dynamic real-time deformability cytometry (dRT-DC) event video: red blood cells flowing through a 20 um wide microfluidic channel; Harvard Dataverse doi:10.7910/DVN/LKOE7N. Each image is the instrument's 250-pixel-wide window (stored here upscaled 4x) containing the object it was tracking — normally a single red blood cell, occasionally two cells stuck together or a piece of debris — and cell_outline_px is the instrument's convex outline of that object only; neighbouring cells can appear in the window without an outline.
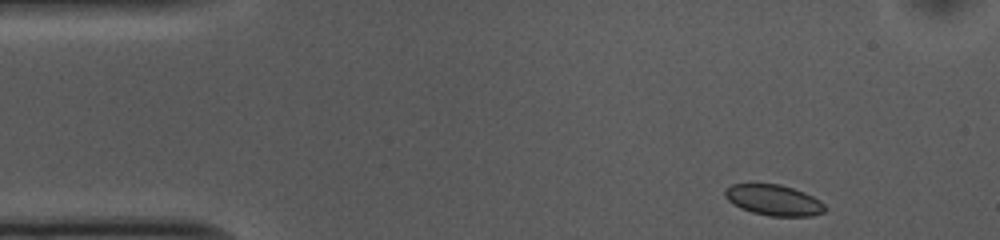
{"species": "common noctule bat (a hibernating species)", "species_latin": "Nyctalus noctula", "temperature_condition": "cold", "stored_images_in_passage": 48, "camera_frame_rate_fps": 3000, "um_per_image_px": 0.085, "animal": {"sex": "female", "body_mass_g": 10.0, "forearm_length_mm": 53.1}, "frame": {"image": 1, "passage_image": 1, "time_ms": 0.0, "image_size_px": [1000, 240], "cell_outline_px": [[824, 212], [812, 216], [768, 216], [752, 212], [740, 208], [728, 200], [724, 196], [724, 188], [732, 184], [780, 184], [804, 192], [820, 200], [824, 204]], "centroid_in_image_um": [65.74, 17.01], "position_along_channel_um": 19.3, "area_um2": 17.92}}
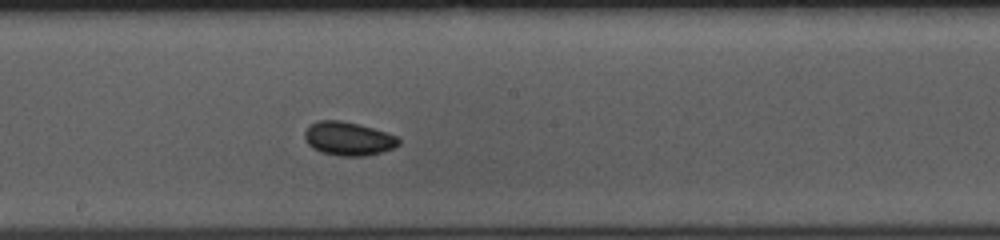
{"frame": {"image": 2, "passage_image": 23, "time_ms": 7.333, "image_size_px": [1000, 240], "cell_outline_px": [[400, 144], [392, 148], [380, 152], [364, 156], [340, 156], [324, 152], [312, 148], [304, 140], [304, 132], [312, 124], [320, 120], [340, 120], [372, 128], [396, 136], [400, 140]], "centroid_in_image_um": [29.58, 11.79], "position_along_channel_um": 218.6, "area_um2": 18.09}}
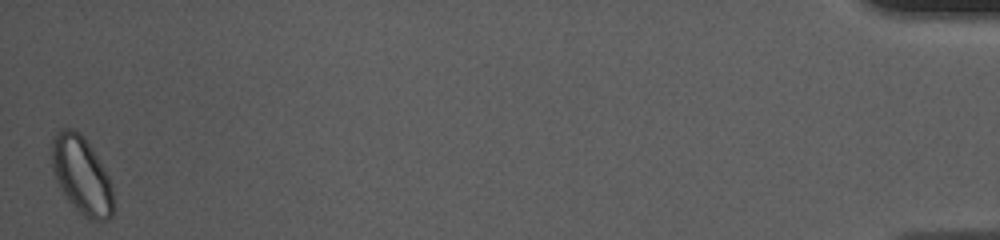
{"frame": {"image": 3, "passage_image": 48, "time_ms": 15.667, "image_size_px": [1000, 240], "cell_outline_px": [[112, 216], [108, 220], [88, 220], [64, 196], [60, 188], [52, 168], [52, 136], [64, 128], [72, 128], [80, 132], [84, 136], [104, 168], [108, 176], [112, 188]], "centroid_in_image_um": [6.92, 14.89], "position_along_channel_um": 428.3, "area_um2": 27.57}}